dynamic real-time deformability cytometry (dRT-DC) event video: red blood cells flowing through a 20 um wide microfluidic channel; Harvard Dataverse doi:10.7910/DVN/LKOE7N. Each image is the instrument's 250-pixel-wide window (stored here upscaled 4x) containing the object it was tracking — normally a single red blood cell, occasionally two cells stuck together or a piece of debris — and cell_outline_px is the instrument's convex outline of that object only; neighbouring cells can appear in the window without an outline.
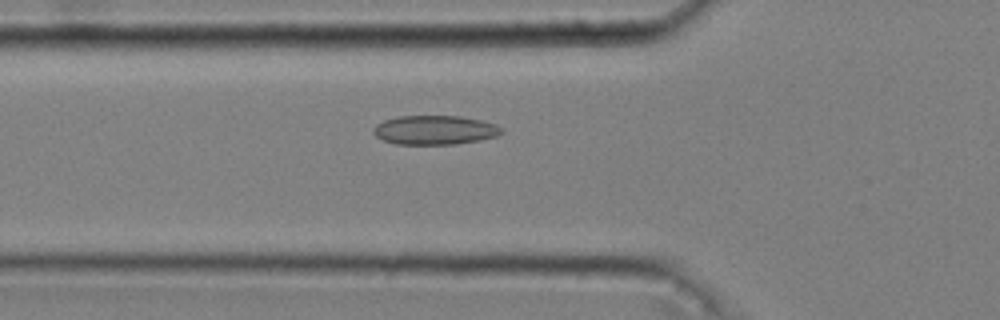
{"species": "common noctule bat (a hibernating species)", "species_latin": "Nyctalus noctula", "temperature_condition": "cold", "stored_images_in_passage": 43, "camera_frame_rate_fps": 3000, "um_per_image_px": 0.085, "animal": {"sex": "male", "body_mass_g": 20.4}, "frame": {"image": 1, "passage_image": 14, "time_ms": 4.333, "image_size_px": [1000, 320], "cell_outline_px": [[504, 132], [496, 136], [480, 140], [456, 144], [396, 144], [384, 140], [376, 136], [372, 132], [372, 128], [376, 124], [384, 120], [396, 116], [460, 116], [480, 120], [496, 124], [504, 128]], "centroid_in_image_um": [36.96, 11.05], "position_along_channel_um": 88.8, "area_um2": 21.91}}
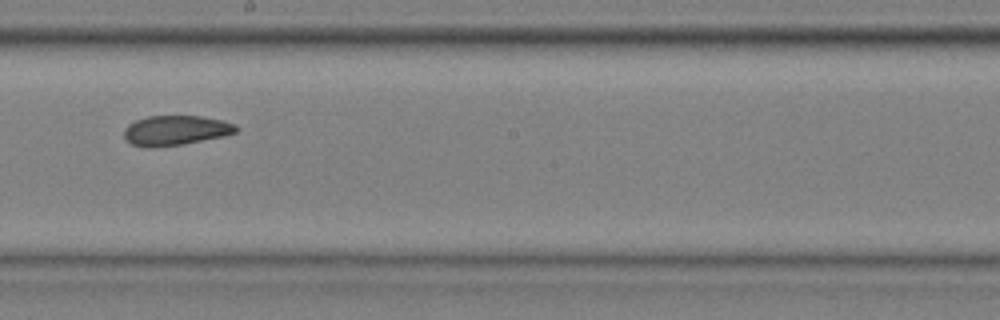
{"frame": {"image": 2, "passage_image": 26, "time_ms": 8.333, "image_size_px": [1000, 320], "cell_outline_px": [[240, 128], [236, 132], [220, 136], [180, 144], [152, 148], [144, 148], [132, 144], [124, 136], [124, 128], [128, 124], [136, 120], [148, 116], [200, 116], [220, 120], [236, 124]], "centroid_in_image_um": [14.88, 11.08], "position_along_channel_um": 233.3, "area_um2": 19.25}}
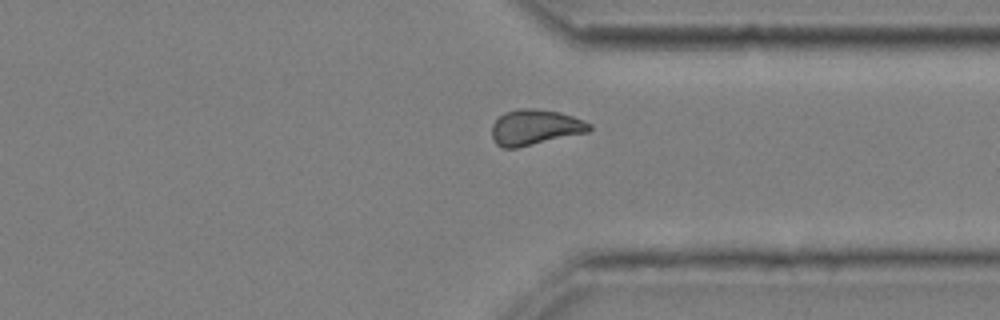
{"frame": {"image": 3, "passage_image": 37, "time_ms": 12.0, "image_size_px": [1000, 320], "cell_outline_px": [[592, 128], [588, 132], [516, 148], [500, 148], [492, 140], [492, 124], [504, 112], [524, 108], [536, 108], [560, 112], [572, 116], [592, 124]], "centroid_in_image_um": [45.46, 10.82], "position_along_channel_um": 365.9, "area_um2": 20.23}, "authors_computed_cell_mechanics": {"area_um2": 20.1144, "velocity_mm_per_s": 3.6075, "shape_relaxation_time_tau1_ms": null, "shape_relaxation_time_tau2_ms": 3.6282, "deformation_change_tau1": null, "deformation_change_tau2": 0.0748}}